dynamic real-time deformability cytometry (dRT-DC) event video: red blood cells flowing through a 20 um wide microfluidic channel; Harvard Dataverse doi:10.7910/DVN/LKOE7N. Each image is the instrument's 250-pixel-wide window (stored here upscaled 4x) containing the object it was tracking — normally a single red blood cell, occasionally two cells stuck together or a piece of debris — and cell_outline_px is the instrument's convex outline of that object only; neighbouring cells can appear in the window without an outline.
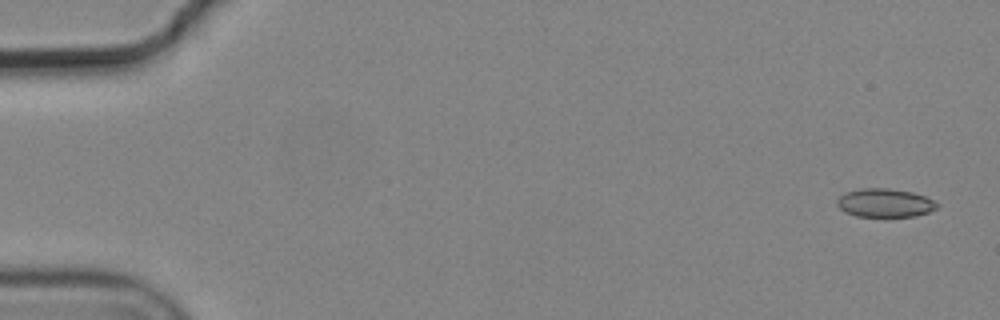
{"species": "common noctule bat (a hibernating species)", "species_latin": "Nyctalus noctula", "temperature_condition": "cold", "stored_images_in_passage": 5, "camera_frame_rate_fps": 3000, "um_per_image_px": 0.085, "animal": {"sex": "male", "body_mass_g": 19.2, "forearm_length_mm": 51.8}, "frame": {"image": 1, "passage_image": 1, "time_ms": 0.0, "image_size_px": [1000, 320], "cell_outline_px": [[940, 204], [936, 208], [928, 212], [916, 216], [888, 220], [856, 216], [844, 212], [836, 204], [836, 200], [840, 196], [848, 192], [864, 188], [888, 188], [912, 192], [924, 196]], "centroid_in_image_um": [75.22, 17.31], "position_along_channel_um": 9.8, "area_um2": 17.34}}
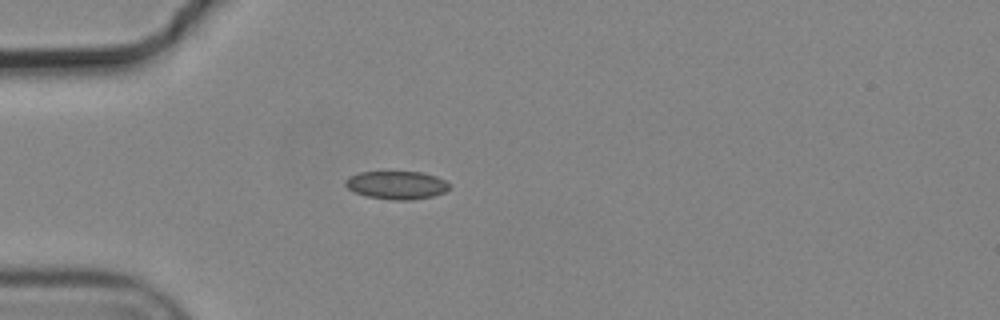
{"frame": {"image": 2, "passage_image": 5, "time_ms": 1.333, "image_size_px": [1000, 320], "cell_outline_px": [[452, 188], [444, 192], [432, 196], [412, 200], [392, 200], [368, 196], [356, 192], [348, 188], [344, 184], [344, 180], [348, 176], [360, 172], [420, 172], [436, 176], [452, 184]], "centroid_in_image_um": [33.74, 15.73], "position_along_channel_um": 51.3, "area_um2": 17.11}}